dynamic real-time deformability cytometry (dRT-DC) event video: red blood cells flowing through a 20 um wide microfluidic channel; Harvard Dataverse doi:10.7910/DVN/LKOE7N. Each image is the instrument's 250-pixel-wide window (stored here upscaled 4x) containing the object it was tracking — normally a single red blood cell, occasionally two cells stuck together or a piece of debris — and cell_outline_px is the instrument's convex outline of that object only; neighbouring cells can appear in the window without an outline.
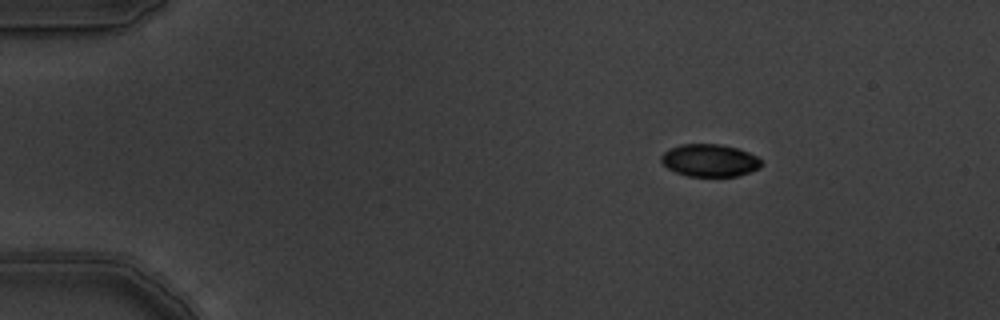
{"species": "common noctule bat (a hibernating species)", "species_latin": "Nyctalus noctula", "temperature_condition": "warm", "stored_images_in_passage": 6, "camera_frame_rate_fps": 3000, "um_per_image_px": 0.085, "animal": {"sex": "male", "body_mass_g": 19.5, "forearm_length_mm": 54.6}, "frame": {"image": 1, "passage_image": 1, "time_ms": 0.0, "image_size_px": [1000, 320], "cell_outline_px": [[764, 164], [760, 168], [736, 176], [688, 176], [676, 172], [668, 168], [660, 160], [660, 156], [664, 152], [680, 144], [720, 144], [736, 148], [748, 152], [756, 156]], "centroid_in_image_um": [60.33, 13.63], "position_along_channel_um": 24.7, "area_um2": 18.84}}
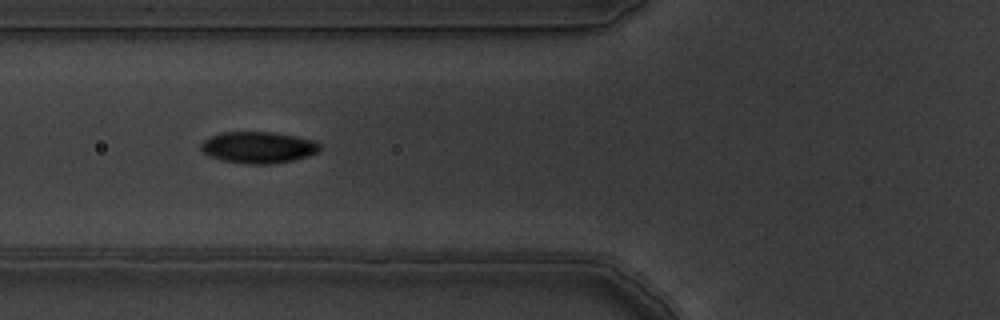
{"frame": {"image": 2, "passage_image": 5, "time_ms": 1.333, "image_size_px": [1000, 320], "cell_outline_px": [[320, 148], [316, 152], [308, 156], [292, 160], [268, 164], [248, 164], [224, 160], [208, 156], [200, 148], [200, 144], [204, 140], [212, 136], [224, 132], [272, 132], [296, 136], [316, 140], [320, 144]], "centroid_in_image_um": [21.96, 12.52], "position_along_channel_um": 103.8, "area_um2": 21.68}}
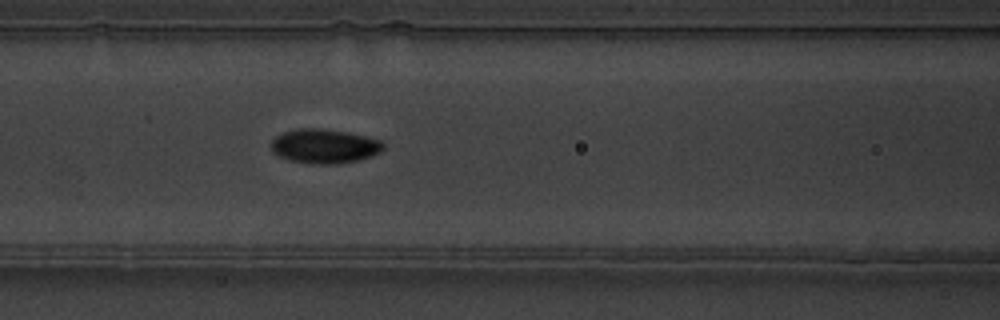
{"frame": {"image": 3, "passage_image": 6, "time_ms": 1.667, "image_size_px": [1000, 320], "cell_outline_px": [[384, 148], [380, 152], [372, 156], [360, 160], [336, 164], [312, 164], [292, 160], [280, 156], [272, 152], [272, 140], [276, 136], [284, 132], [300, 128], [320, 128], [348, 132], [380, 140], [384, 144]], "centroid_in_image_um": [27.6, 12.42], "position_along_channel_um": 139.0, "area_um2": 22.37}}